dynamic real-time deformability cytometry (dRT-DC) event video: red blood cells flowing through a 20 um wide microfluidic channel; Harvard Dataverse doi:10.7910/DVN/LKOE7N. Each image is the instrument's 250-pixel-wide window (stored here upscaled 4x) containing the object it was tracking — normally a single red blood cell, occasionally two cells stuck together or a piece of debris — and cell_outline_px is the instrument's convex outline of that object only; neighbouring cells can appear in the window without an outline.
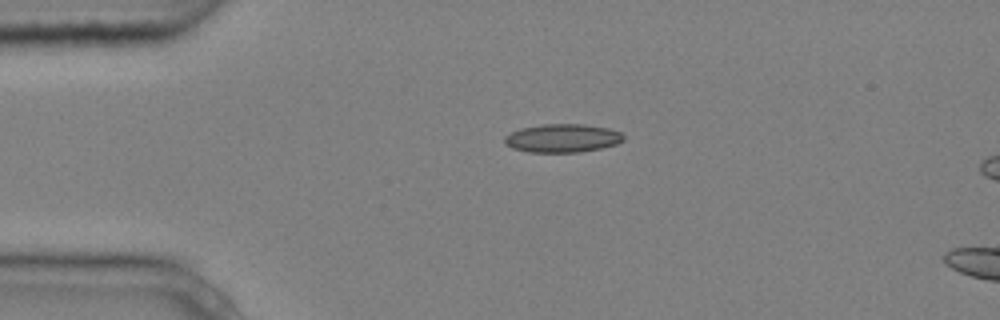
{"species": "common noctule bat (a hibernating species)", "species_latin": "Nyctalus noctula", "temperature_condition": "cold", "stored_images_in_passage": 4, "segment_of_instrument_passage": [2, 2], "camera_frame_rate_fps": 3000, "um_per_image_px": 0.085, "animal": {"sex": "male", "body_mass_g": 20.4}, "frame": {"image": 1, "passage_image": 4, "time_ms": 1.0, "image_size_px": [1000, 320], "cell_outline_px": [[624, 140], [616, 144], [600, 148], [580, 152], [528, 152], [512, 148], [504, 144], [504, 136], [520, 128], [540, 124], [584, 124], [608, 128], [620, 132], [624, 136]], "centroid_in_image_um": [47.78, 11.74], "position_along_channel_um": 37.2, "area_um2": 19.77}}